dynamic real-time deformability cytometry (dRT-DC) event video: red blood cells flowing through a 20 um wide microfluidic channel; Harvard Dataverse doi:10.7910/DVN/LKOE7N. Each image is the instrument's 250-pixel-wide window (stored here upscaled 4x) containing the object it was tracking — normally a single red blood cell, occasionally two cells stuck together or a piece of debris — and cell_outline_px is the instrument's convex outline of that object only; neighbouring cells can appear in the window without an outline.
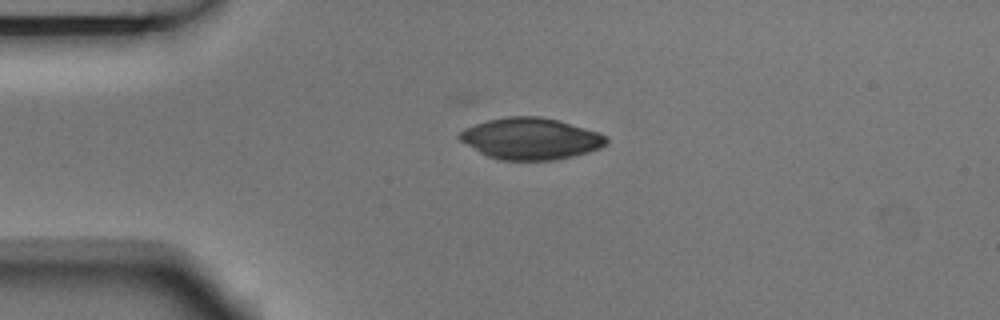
{"species": "Egyptian fruit bat (a non-hibernating species)", "species_latin": "Rousettus aegyptiacus", "temperature_condition": "room temperature", "stored_images_in_passage": 2, "camera_frame_rate_fps": 3000, "um_per_image_px": 0.085, "animal": {"sex": "male"}, "frame": {"image": 1, "passage_image": 1, "time_ms": 0.0, "image_size_px": [1000, 320], "cell_outline_px": [[608, 140], [600, 148], [588, 152], [556, 160], [500, 160], [488, 156], [480, 152], [460, 140], [456, 136], [464, 128], [488, 120], [508, 116], [540, 116], [556, 120], [600, 132], [608, 136]], "centroid_in_image_um": [45.11, 11.78], "position_along_channel_um": 39.9, "area_um2": 35.37}}